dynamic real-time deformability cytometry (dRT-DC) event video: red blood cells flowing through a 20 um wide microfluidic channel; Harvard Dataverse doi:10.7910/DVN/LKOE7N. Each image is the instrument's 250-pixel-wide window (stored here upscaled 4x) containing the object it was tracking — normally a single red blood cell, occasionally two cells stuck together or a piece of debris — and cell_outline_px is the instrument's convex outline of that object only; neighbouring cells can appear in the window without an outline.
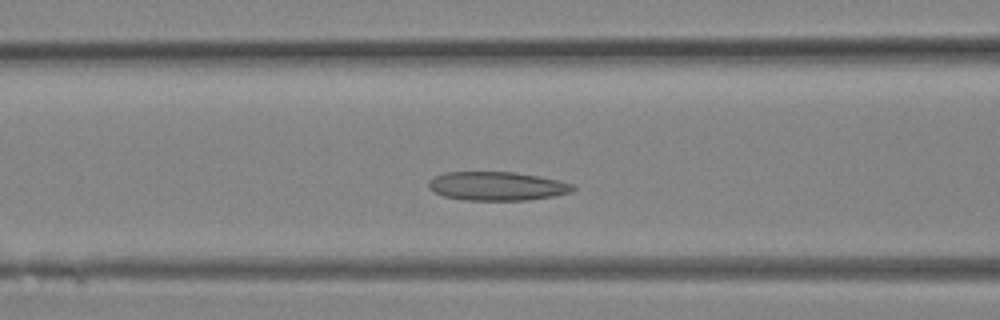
{"species": "Egyptian fruit bat (a non-hibernating species)", "species_latin": "Rousettus aegyptiacus", "temperature_condition": "room temperature", "stored_images_in_passage": 15, "camera_frame_rate_fps": 3000, "um_per_image_px": 0.085, "animal": {"sex": "female"}, "frame": {"image": 1, "passage_image": 9, "time_ms": 2.667, "image_size_px": [1000, 320], "cell_outline_px": [[576, 188], [572, 192], [552, 196], [528, 200], [464, 200], [444, 196], [428, 188], [428, 180], [444, 172], [516, 172], [540, 176], [560, 180], [572, 184]], "centroid_in_image_um": [42.26, 15.81], "position_along_channel_um": 124.3, "area_um2": 24.28}}
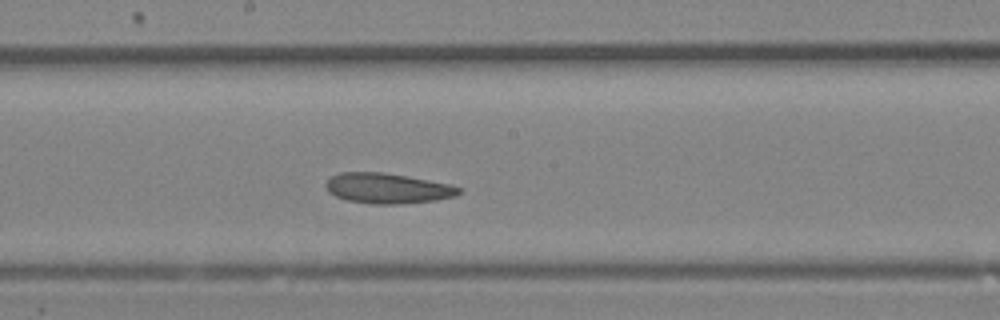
{"frame": {"image": 2, "passage_image": 13, "time_ms": 4.0, "image_size_px": [1000, 320], "cell_outline_px": [[464, 188], [456, 196], [436, 200], [396, 204], [372, 204], [348, 200], [336, 196], [328, 192], [324, 184], [332, 176], [340, 172], [384, 172], [408, 176], [452, 184]], "centroid_in_image_um": [32.97, 16.0], "position_along_channel_um": 215.2, "area_um2": 23.64}}
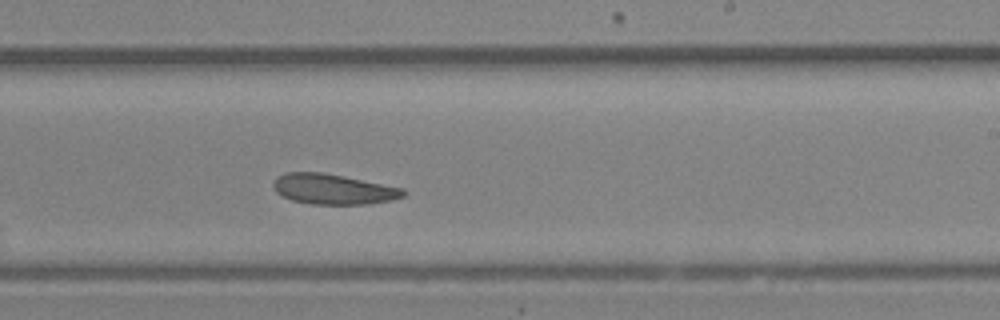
{"frame": {"image": 3, "passage_image": 15, "time_ms": 4.667, "image_size_px": [1000, 320], "cell_outline_px": [[408, 192], [404, 196], [392, 200], [368, 204], [312, 204], [292, 200], [276, 192], [272, 184], [276, 176], [284, 172], [320, 172], [344, 176], [404, 188]], "centroid_in_image_um": [28.34, 16.07], "position_along_channel_um": 260.7, "area_um2": 23.06}}